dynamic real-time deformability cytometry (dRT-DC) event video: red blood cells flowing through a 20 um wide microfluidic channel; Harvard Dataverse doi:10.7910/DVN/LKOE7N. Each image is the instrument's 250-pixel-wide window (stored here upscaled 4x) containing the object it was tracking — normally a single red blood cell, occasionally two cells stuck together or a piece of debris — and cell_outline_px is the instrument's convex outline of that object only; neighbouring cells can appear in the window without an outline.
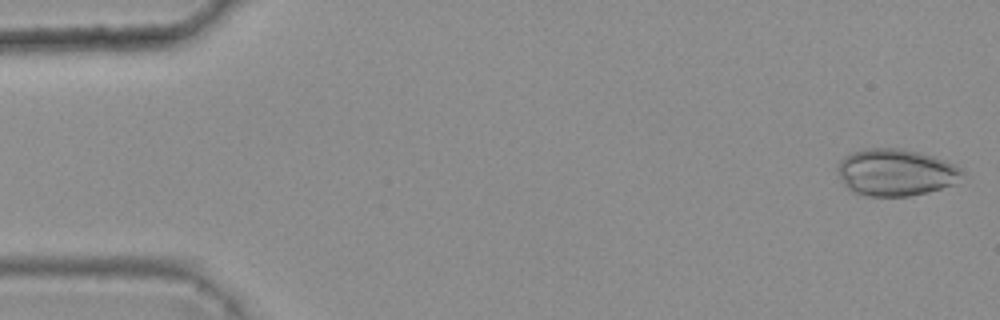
{"species": "common noctule bat (a hibernating species)", "species_latin": "Nyctalus noctula", "temperature_condition": "warm", "stored_images_in_passage": 4, "camera_frame_rate_fps": 3000, "um_per_image_px": 0.085, "animal": {"sex": "female", "body_mass_g": 25.1}, "frame": {"image": 1, "passage_image": 1, "time_ms": 0.0, "image_size_px": [1000, 320], "cell_outline_px": [[964, 172], [952, 184], [940, 188], [908, 196], [868, 196], [852, 192], [844, 184], [836, 168], [840, 160], [844, 156], [852, 152], [864, 148], [900, 148], [920, 152], [944, 160], [960, 168]], "centroid_in_image_um": [76.07, 14.64], "position_along_channel_um": 8.9, "area_um2": 33.76}}